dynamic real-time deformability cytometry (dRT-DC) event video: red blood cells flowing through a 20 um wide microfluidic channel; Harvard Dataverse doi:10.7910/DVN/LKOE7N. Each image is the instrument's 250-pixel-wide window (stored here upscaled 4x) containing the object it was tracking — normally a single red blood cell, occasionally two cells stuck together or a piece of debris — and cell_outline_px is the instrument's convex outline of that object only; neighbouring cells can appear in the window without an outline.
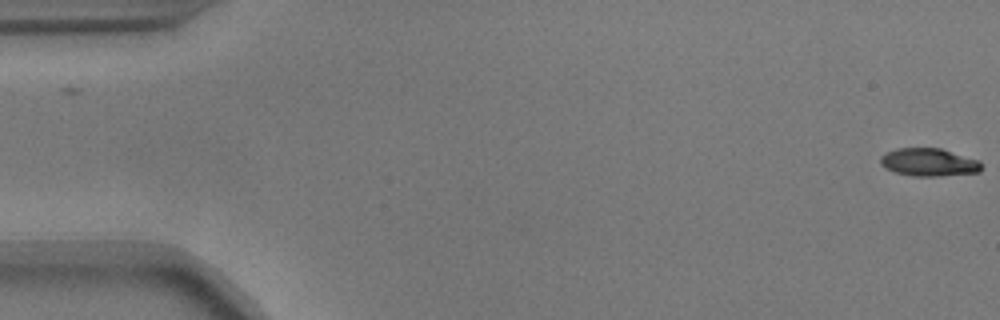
{"species": "common noctule bat (a hibernating species)", "species_latin": "Nyctalus noctula", "temperature_condition": "warm", "stored_images_in_passage": 56, "camera_frame_rate_fps": 3000, "um_per_image_px": 0.085, "animal": {"sex": "male", "body_mass_g": 17.9}, "frame": {"image": 1, "passage_image": 1, "time_ms": 0.0, "image_size_px": [1000, 320], "cell_outline_px": [[980, 172], [936, 176], [912, 176], [896, 172], [884, 168], [880, 164], [880, 156], [896, 148], [940, 148], [980, 160]], "centroid_in_image_um": [78.93, 13.79], "position_along_channel_um": 6.1, "area_um2": 16.36}}
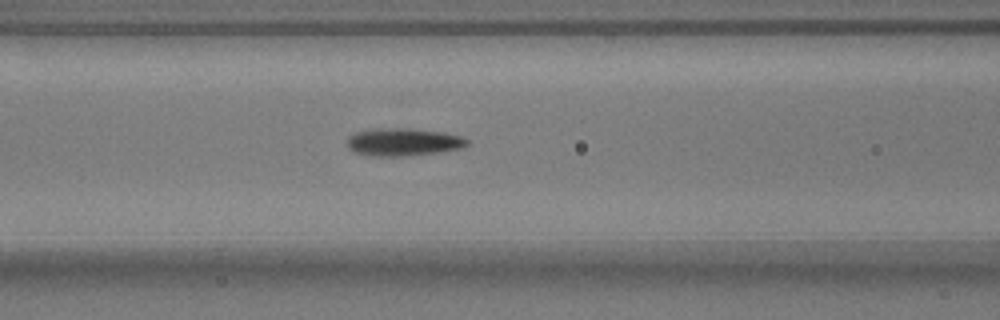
{"frame": {"image": 2, "passage_image": 23, "time_ms": 7.333, "image_size_px": [1000, 320], "cell_outline_px": [[468, 144], [464, 148], [436, 152], [404, 156], [368, 156], [356, 152], [348, 148], [348, 136], [356, 132], [372, 128], [408, 128], [444, 132], [460, 136], [468, 140]], "centroid_in_image_um": [34.26, 12.06], "position_along_channel_um": 132.3, "area_um2": 19.42}}
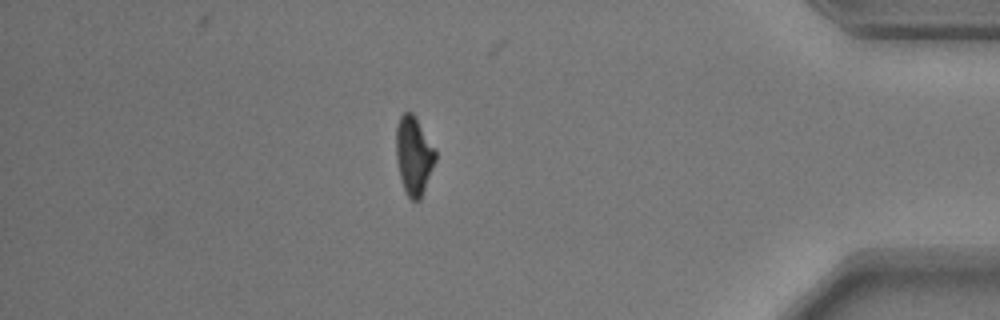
{"frame": {"image": 3, "passage_image": 48, "time_ms": 15.667, "image_size_px": [1000, 320], "cell_outline_px": [[436, 160], [420, 200], [412, 200], [408, 196], [404, 188], [400, 176], [396, 160], [396, 128], [400, 116], [404, 112], [412, 112], [416, 116], [436, 148]], "centroid_in_image_um": [35.18, 13.18], "position_along_channel_um": 400.0, "area_um2": 18.09}, "authors_computed_cell_mechanics": {"area_um2": 18.2648, "velocity_mm_per_s": 3.6877, "shape_relaxation_time_tau1_ms": 3.0879, "shape_relaxation_time_tau2_ms": 2.6559, "deformation_change_tau1": 0.1572, "deformation_change_tau2": 0.0986}}